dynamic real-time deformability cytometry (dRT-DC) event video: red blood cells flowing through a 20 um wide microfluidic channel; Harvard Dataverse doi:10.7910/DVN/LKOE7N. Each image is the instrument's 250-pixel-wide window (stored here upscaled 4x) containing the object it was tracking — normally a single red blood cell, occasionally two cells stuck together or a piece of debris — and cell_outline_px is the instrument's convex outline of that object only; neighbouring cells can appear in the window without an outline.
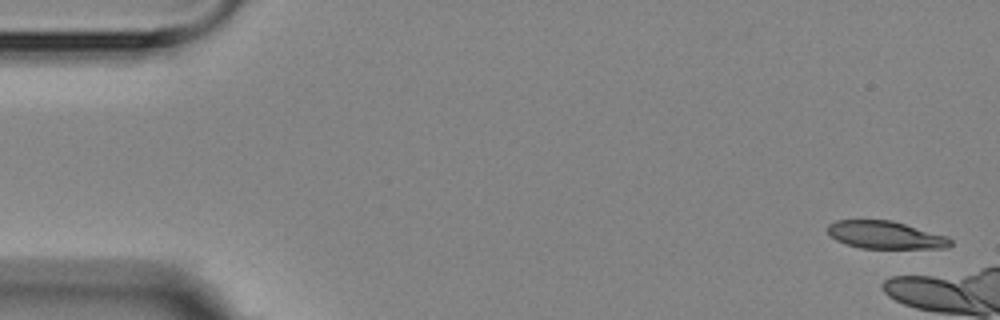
{"species": "Egyptian fruit bat (a non-hibernating species)", "species_latin": "Rousettus aegyptiacus", "temperature_condition": "room temperature", "stored_images_in_passage": 3, "camera_frame_rate_fps": 3000, "um_per_image_px": 0.085, "animal": {"sex": "female"}, "frame": {"image": 1, "passage_image": 1, "time_ms": 0.0, "image_size_px": [1000, 320], "cell_outline_px": [[952, 244], [948, 248], [860, 248], [836, 240], [828, 232], [828, 224], [836, 220], [892, 220], [948, 236], [952, 240]], "centroid_in_image_um": [75.29, 19.97], "position_along_channel_um": 9.7, "area_um2": 19.77}}